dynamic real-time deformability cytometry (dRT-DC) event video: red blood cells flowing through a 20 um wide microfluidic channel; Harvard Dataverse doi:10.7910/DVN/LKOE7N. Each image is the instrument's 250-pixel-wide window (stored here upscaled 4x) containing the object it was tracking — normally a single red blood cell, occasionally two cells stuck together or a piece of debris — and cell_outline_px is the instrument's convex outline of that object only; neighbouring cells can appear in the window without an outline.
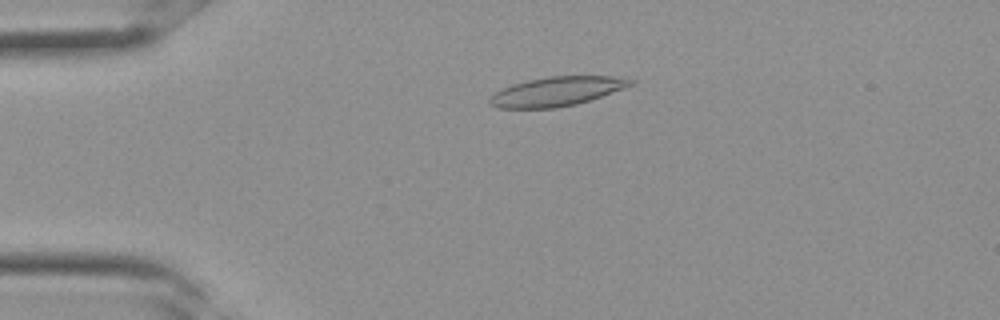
{"species": "Egyptian fruit bat (a non-hibernating species)", "species_latin": "Rousettus aegyptiacus", "temperature_condition": "room temperature", "stored_images_in_passage": 32, "camera_frame_rate_fps": 3000, "um_per_image_px": 0.085, "frame": {"image": 1, "passage_image": 7, "time_ms": 2.0, "image_size_px": [1000, 320], "cell_outline_px": [[636, 84], [576, 104], [556, 108], [496, 108], [488, 104], [488, 96], [500, 88], [512, 84], [528, 80], [548, 76], [620, 76], [636, 80]], "centroid_in_image_um": [47.28, 7.76], "position_along_channel_um": 37.7, "area_um2": 24.28}}
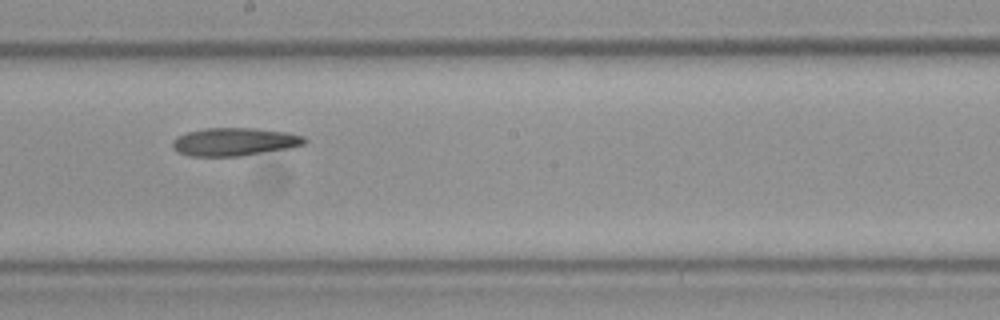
{"frame": {"image": 2, "passage_image": 18, "time_ms": 5.667, "image_size_px": [1000, 320], "cell_outline_px": [[308, 140], [304, 144], [288, 148], [240, 156], [188, 156], [176, 152], [172, 148], [172, 140], [176, 136], [188, 132], [204, 128], [256, 128], [288, 132], [304, 136]], "centroid_in_image_um": [19.89, 12.05], "position_along_channel_um": 228.3, "area_um2": 21.73}}
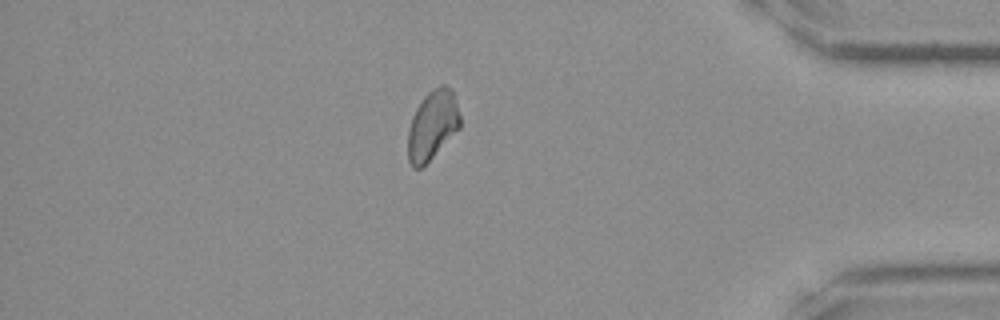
{"frame": {"image": 3, "passage_image": 28, "time_ms": 9.0, "image_size_px": [1000, 320], "cell_outline_px": [[460, 128], [420, 168], [412, 168], [408, 160], [408, 128], [412, 116], [416, 108], [424, 96], [428, 92], [440, 84], [444, 84], [452, 88], [456, 100], [460, 116]], "centroid_in_image_um": [36.75, 10.59], "position_along_channel_um": 398.4, "area_um2": 20.98}}